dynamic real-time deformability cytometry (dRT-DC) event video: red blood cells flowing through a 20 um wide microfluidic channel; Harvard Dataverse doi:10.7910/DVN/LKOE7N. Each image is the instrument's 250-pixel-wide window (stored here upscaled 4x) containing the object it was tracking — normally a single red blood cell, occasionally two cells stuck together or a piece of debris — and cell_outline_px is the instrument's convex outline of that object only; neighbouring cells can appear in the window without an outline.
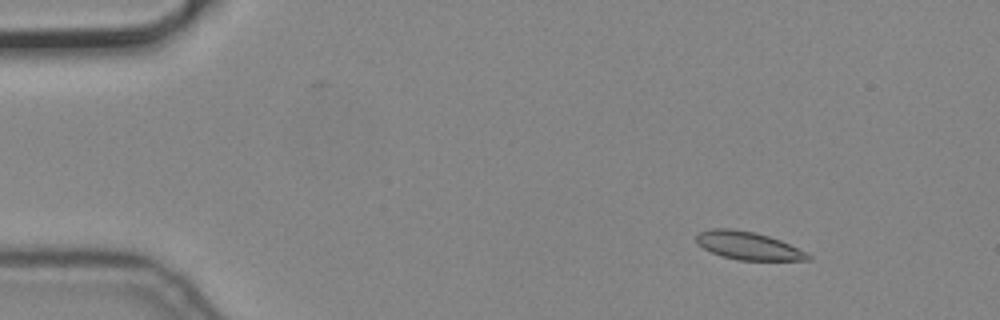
{"species": "common noctule bat (a hibernating species)", "species_latin": "Nyctalus noctula", "temperature_condition": "cold", "stored_images_in_passage": 20, "camera_frame_rate_fps": 3000, "um_per_image_px": 0.085, "animal": {"sex": "male", "body_mass_g": 19.2, "forearm_length_mm": 51.8}, "frame": {"image": 1, "passage_image": 7, "time_ms": 2.0, "image_size_px": [1000, 320], "cell_outline_px": [[812, 260], [740, 260], [724, 256], [712, 252], [696, 244], [696, 236], [700, 232], [712, 228], [732, 228], [752, 232], [768, 236], [780, 240], [812, 256]], "centroid_in_image_um": [63.57, 20.88], "position_along_channel_um": 21.4, "area_um2": 17.86}}
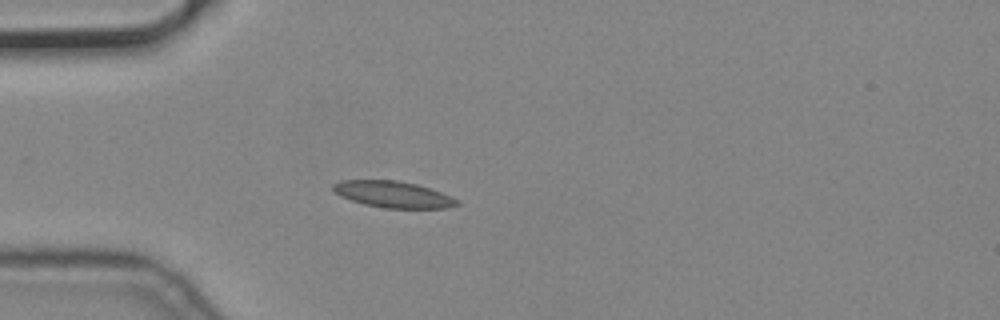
{"frame": {"image": 2, "passage_image": 16, "time_ms": 5.0, "image_size_px": [1000, 320], "cell_outline_px": [[460, 204], [444, 208], [384, 208], [364, 204], [340, 196], [332, 188], [332, 184], [340, 180], [396, 180], [416, 184], [440, 192], [460, 200]], "centroid_in_image_um": [33.4, 16.52], "position_along_channel_um": 51.6, "area_um2": 18.96}}